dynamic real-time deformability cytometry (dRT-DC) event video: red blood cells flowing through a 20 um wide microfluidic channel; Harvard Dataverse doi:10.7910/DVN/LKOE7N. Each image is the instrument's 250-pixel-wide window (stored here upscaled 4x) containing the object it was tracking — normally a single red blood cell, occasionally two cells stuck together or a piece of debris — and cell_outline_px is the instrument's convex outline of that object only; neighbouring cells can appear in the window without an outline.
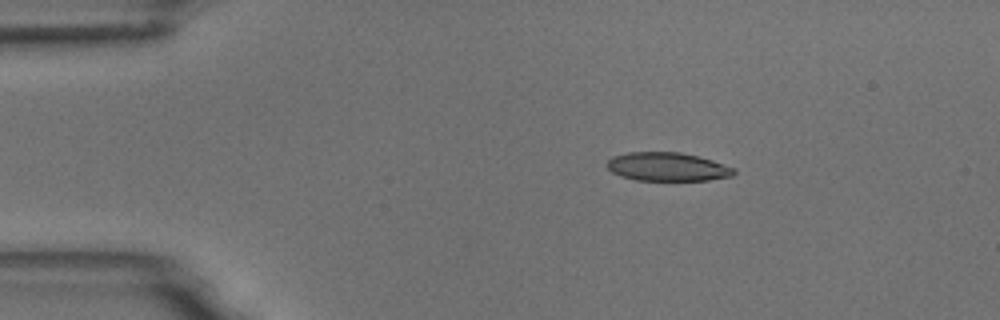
{"species": "common noctule bat (a hibernating species)", "species_latin": "Nyctalus noctula", "temperature_condition": "room temperature", "stored_images_in_passage": 7, "camera_frame_rate_fps": 3000, "um_per_image_px": 0.085, "animal": {"sex": "male", "body_mass_g": 18.8}, "frame": {"image": 1, "passage_image": 2, "time_ms": 1.0, "image_size_px": [1000, 320], "cell_outline_px": [[736, 172], [732, 176], [708, 180], [636, 180], [620, 176], [612, 172], [604, 164], [612, 156], [628, 152], [680, 152], [700, 156], [736, 168]], "centroid_in_image_um": [56.72, 14.17], "position_along_channel_um": 28.3, "area_um2": 21.33}}
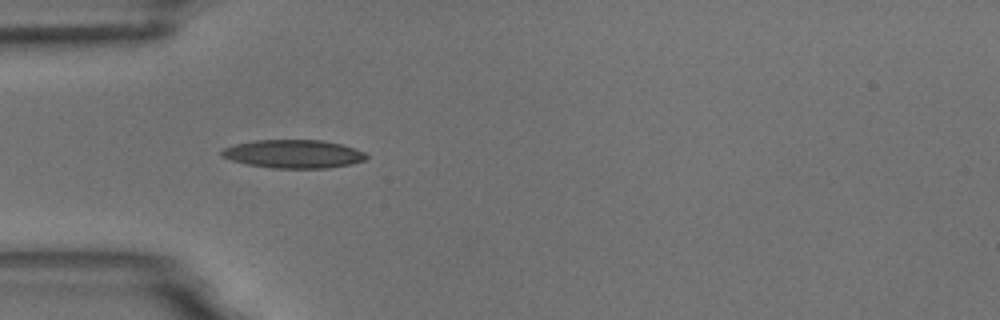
{"frame": {"image": 2, "passage_image": 4, "time_ms": 3.333, "image_size_px": [1000, 320], "cell_outline_px": [[368, 156], [364, 160], [352, 164], [328, 168], [272, 168], [248, 164], [232, 160], [220, 156], [220, 152], [224, 148], [232, 144], [252, 140], [320, 140], [340, 144], [364, 152]], "centroid_in_image_um": [24.9, 13.08], "position_along_channel_um": 60.1, "area_um2": 23.87}}